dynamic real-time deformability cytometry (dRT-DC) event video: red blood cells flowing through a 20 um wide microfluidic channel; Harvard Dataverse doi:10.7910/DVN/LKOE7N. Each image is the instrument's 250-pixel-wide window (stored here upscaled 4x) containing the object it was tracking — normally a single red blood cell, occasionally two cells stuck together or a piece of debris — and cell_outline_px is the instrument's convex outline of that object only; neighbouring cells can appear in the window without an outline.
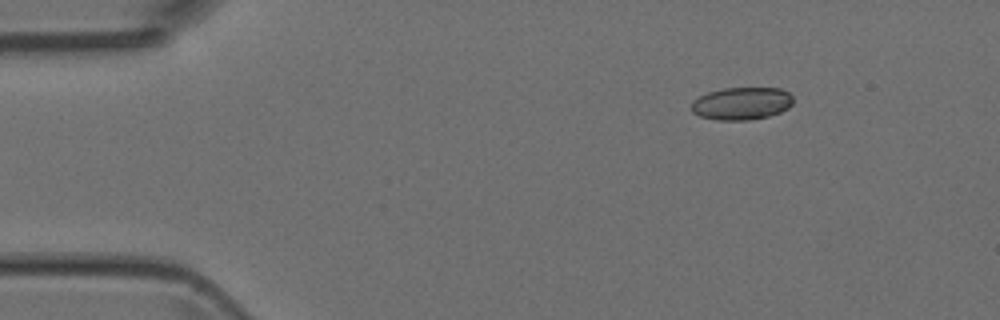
{"species": "Egyptian fruit bat (a non-hibernating species)", "species_latin": "Rousettus aegyptiacus", "temperature_condition": "room temperature", "stored_images_in_passage": 5, "camera_frame_rate_fps": 3000, "um_per_image_px": 0.085, "animal": {"sex": "female"}, "frame": {"image": 1, "passage_image": 5, "time_ms": 5.667, "image_size_px": [1000, 320], "cell_outline_px": [[792, 104], [788, 108], [780, 112], [768, 116], [748, 120], [716, 120], [700, 116], [692, 112], [692, 100], [708, 92], [724, 88], [780, 88], [788, 92], [792, 96]], "centroid_in_image_um": [63.03, 8.79], "position_along_channel_um": 22.0, "area_um2": 19.31}}